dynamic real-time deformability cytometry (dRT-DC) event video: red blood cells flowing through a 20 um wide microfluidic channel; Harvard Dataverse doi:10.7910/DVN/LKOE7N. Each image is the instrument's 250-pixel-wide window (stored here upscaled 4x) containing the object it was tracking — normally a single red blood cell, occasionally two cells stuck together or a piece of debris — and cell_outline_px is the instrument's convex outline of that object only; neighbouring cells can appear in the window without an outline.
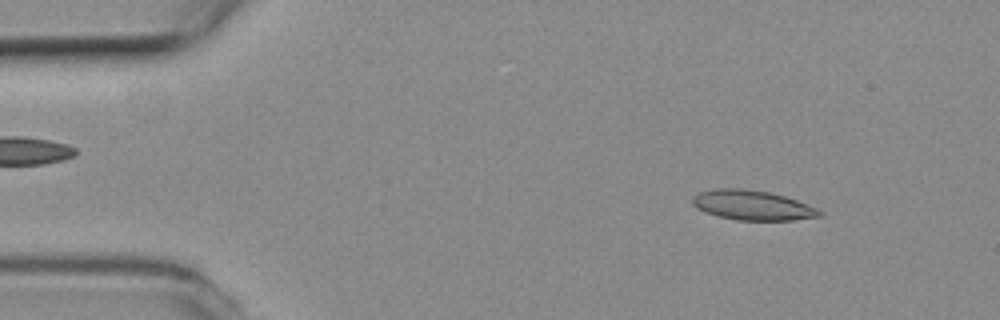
{"species": "common noctule bat (a hibernating species)", "species_latin": "Nyctalus noctula", "temperature_condition": "room temperature", "stored_images_in_passage": 6, "camera_frame_rate_fps": 3000, "um_per_image_px": 0.085, "animal": {"sex": "female", "body_mass_g": 19.3, "forearm_length_mm": 54.1}, "frame": {"image": 1, "passage_image": 2, "time_ms": 0.333, "image_size_px": [1000, 320], "cell_outline_px": [[824, 212], [820, 216], [792, 220], [736, 220], [716, 216], [704, 212], [696, 208], [692, 204], [692, 196], [700, 192], [712, 188], [744, 188], [772, 192], [796, 200], [816, 208]], "centroid_in_image_um": [63.9, 17.43], "position_along_channel_um": 21.1, "area_um2": 22.25}}
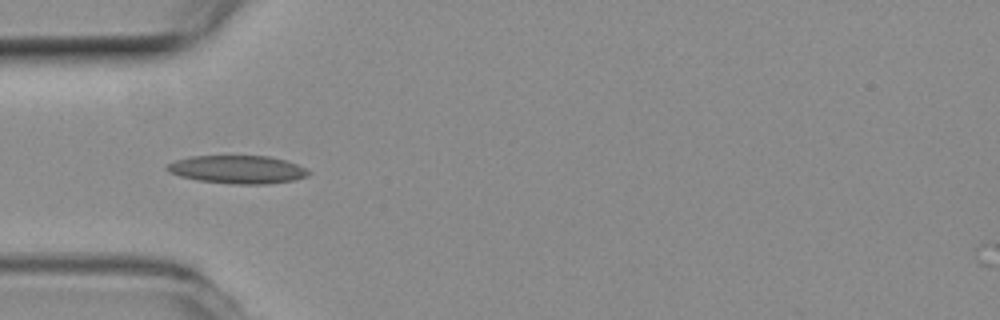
{"frame": {"image": 2, "passage_image": 5, "time_ms": 1.333, "image_size_px": [1000, 320], "cell_outline_px": [[312, 172], [308, 176], [292, 180], [268, 184], [232, 184], [196, 180], [180, 176], [168, 172], [164, 168], [168, 164], [176, 160], [192, 156], [268, 156], [284, 160], [296, 164]], "centroid_in_image_um": [20.17, 14.41], "position_along_channel_um": 64.8, "area_um2": 23.12}}
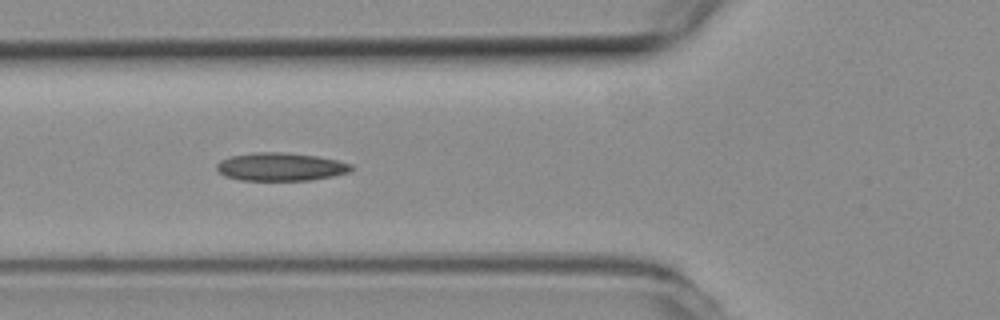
{"frame": {"image": 3, "passage_image": 6, "time_ms": 1.667, "image_size_px": [1000, 320], "cell_outline_px": [[356, 168], [352, 172], [312, 180], [240, 180], [224, 176], [216, 168], [216, 164], [220, 160], [232, 156], [252, 152], [284, 152], [316, 156], [336, 160], [352, 164]], "centroid_in_image_um": [23.88, 14.18], "position_along_channel_um": 101.9, "area_um2": 22.2}}